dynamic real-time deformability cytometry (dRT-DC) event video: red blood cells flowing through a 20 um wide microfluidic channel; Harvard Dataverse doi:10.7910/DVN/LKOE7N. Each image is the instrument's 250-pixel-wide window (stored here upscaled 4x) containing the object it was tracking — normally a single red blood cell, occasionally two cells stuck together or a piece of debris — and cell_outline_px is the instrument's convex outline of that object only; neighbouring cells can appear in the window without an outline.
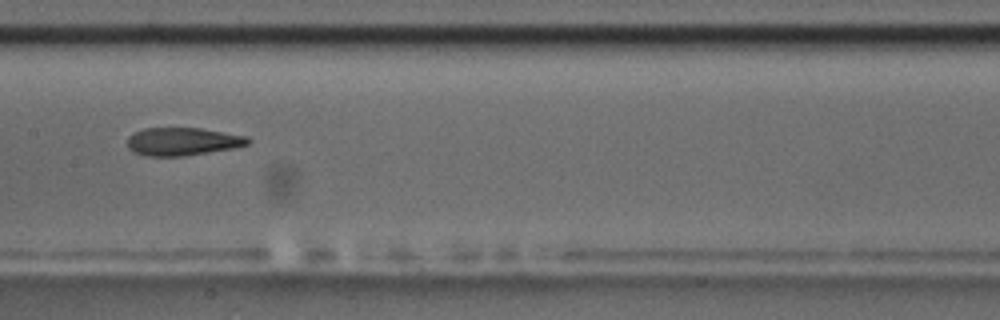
{"species": "common noctule bat (a hibernating species)", "species_latin": "Nyctalus noctula", "temperature_condition": "room temperature", "stored_images_in_passage": 6, "camera_frame_rate_fps": 3000, "um_per_image_px": 0.085, "animal": {"sex": "male", "body_mass_g": 17.5, "forearm_length_mm": 52.3}, "frame": {"image": 1, "passage_image": 5, "time_ms": 4.667, "image_size_px": [1000, 320], "cell_outline_px": [[252, 140], [248, 144], [232, 148], [184, 156], [144, 156], [132, 152], [128, 148], [128, 136], [144, 128], [200, 128], [248, 136]], "centroid_in_image_um": [15.51, 12.03], "position_along_channel_um": 191.9, "area_um2": 19.65}}
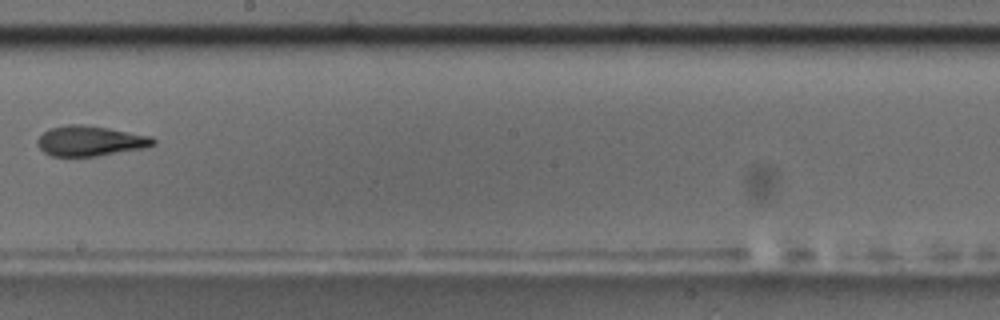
{"frame": {"image": 2, "passage_image": 6, "time_ms": 6.0, "image_size_px": [1000, 320], "cell_outline_px": [[156, 144], [144, 148], [96, 156], [52, 156], [44, 152], [36, 144], [36, 140], [44, 132], [52, 128], [68, 124], [80, 124], [108, 128], [152, 136], [156, 140]], "centroid_in_image_um": [7.68, 11.98], "position_along_channel_um": 240.5, "area_um2": 20.29}}